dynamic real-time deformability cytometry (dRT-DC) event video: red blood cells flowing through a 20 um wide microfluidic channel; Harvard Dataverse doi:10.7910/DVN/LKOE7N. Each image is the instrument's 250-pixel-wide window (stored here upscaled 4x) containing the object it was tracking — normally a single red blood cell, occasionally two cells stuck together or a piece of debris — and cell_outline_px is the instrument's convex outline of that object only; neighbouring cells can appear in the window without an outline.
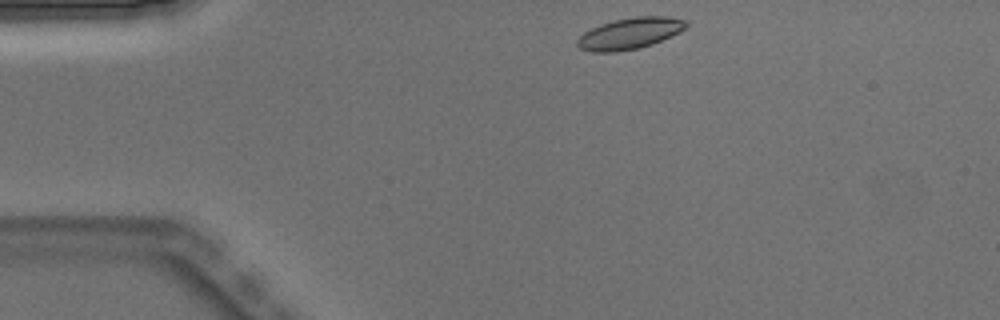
{"species": "Egyptian fruit bat (a non-hibernating species)", "species_latin": "Rousettus aegyptiacus", "temperature_condition": "warm", "stored_images_in_passage": 3, "camera_frame_rate_fps": 3000, "um_per_image_px": 0.085, "animal": {"sex": "male"}, "frame": {"image": 1, "passage_image": 1, "time_ms": 0.0, "image_size_px": [1000, 320], "cell_outline_px": [[688, 24], [680, 32], [652, 44], [640, 48], [616, 52], [592, 52], [580, 48], [576, 44], [576, 40], [584, 32], [600, 24], [612, 20], [636, 16], [664, 16], [684, 20]], "centroid_in_image_um": [53.5, 2.84], "position_along_channel_um": 31.5, "area_um2": 19.83}}
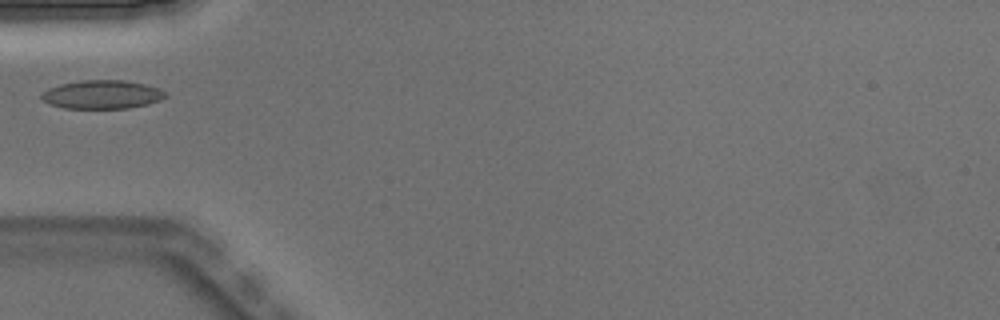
{"frame": {"image": 2, "passage_image": 3, "time_ms": 0.667, "image_size_px": [1000, 320], "cell_outline_px": [[164, 96], [160, 100], [148, 104], [128, 108], [64, 108], [48, 104], [40, 96], [48, 88], [60, 84], [84, 80], [124, 80], [144, 84], [160, 88], [164, 92]], "centroid_in_image_um": [8.66, 8.03], "position_along_channel_um": 76.3, "area_um2": 20.46}}